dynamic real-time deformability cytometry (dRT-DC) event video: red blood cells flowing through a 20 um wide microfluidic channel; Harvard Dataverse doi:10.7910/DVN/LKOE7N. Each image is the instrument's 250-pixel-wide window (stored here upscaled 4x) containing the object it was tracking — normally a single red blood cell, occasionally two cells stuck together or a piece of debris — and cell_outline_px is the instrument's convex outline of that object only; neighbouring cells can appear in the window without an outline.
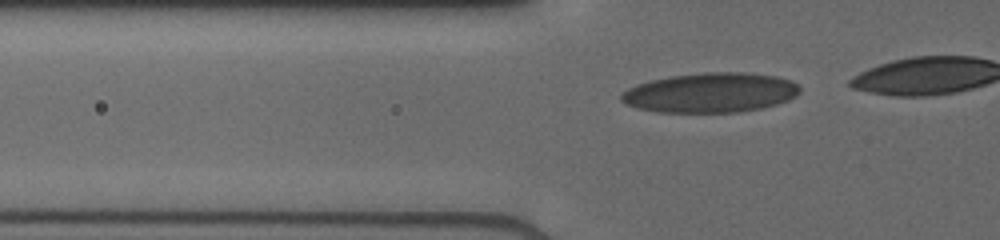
{"species": "human", "species_latin": "Homo sapiens", "temperature_condition": "cold", "stored_images_in_passage": 22, "camera_frame_rate_fps": 3000, "um_per_image_px": 0.085, "donor": {"sex": "male"}, "frame": {"image": 1, "passage_image": 6, "time_ms": 1.333, "image_size_px": [1000, 240], "cell_outline_px": [[800, 92], [796, 96], [788, 100], [776, 104], [760, 108], [740, 112], [656, 112], [636, 108], [620, 100], [620, 96], [628, 88], [636, 84], [652, 80], [672, 76], [704, 72], [740, 72], [776, 76], [792, 80], [800, 88]], "centroid_in_image_um": [60.4, 7.88], "position_along_channel_um": 65.4, "area_um2": 41.27}}
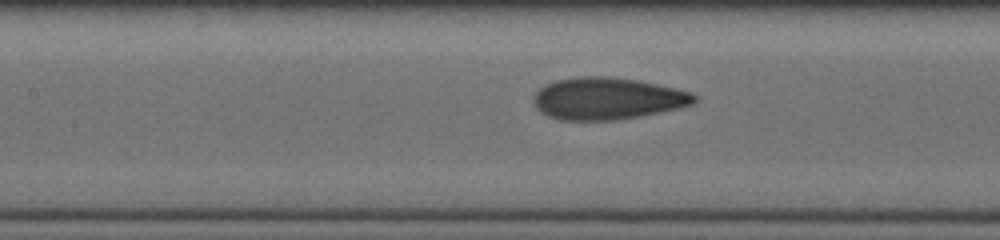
{"frame": {"image": 2, "passage_image": 15, "time_ms": 3.667, "image_size_px": [1000, 240], "cell_outline_px": [[696, 100], [692, 104], [680, 108], [640, 116], [616, 120], [560, 120], [548, 116], [540, 112], [536, 108], [532, 100], [532, 96], [544, 84], [556, 80], [580, 76], [604, 76], [636, 80], [676, 88], [692, 92], [696, 96]], "centroid_in_image_um": [51.59, 8.38], "position_along_channel_um": 155.8, "area_um2": 39.48}}
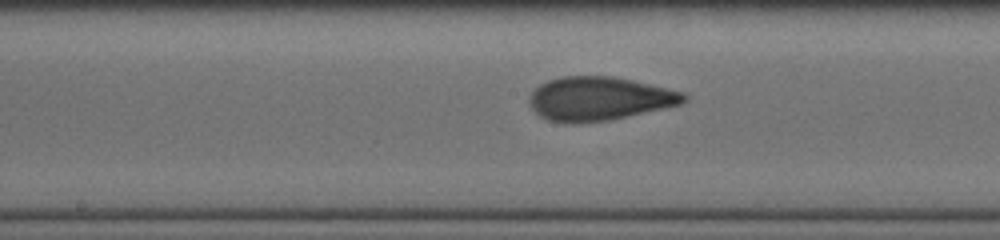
{"frame": {"image": 3, "passage_image": 19, "time_ms": 4.667, "image_size_px": [1000, 240], "cell_outline_px": [[688, 100], [680, 104], [664, 108], [612, 120], [564, 124], [548, 120], [540, 116], [528, 104], [528, 96], [540, 84], [548, 80], [560, 76], [612, 76], [632, 80], [684, 92], [688, 96]], "centroid_in_image_um": [50.91, 8.39], "position_along_channel_um": 197.3, "area_um2": 39.59}}